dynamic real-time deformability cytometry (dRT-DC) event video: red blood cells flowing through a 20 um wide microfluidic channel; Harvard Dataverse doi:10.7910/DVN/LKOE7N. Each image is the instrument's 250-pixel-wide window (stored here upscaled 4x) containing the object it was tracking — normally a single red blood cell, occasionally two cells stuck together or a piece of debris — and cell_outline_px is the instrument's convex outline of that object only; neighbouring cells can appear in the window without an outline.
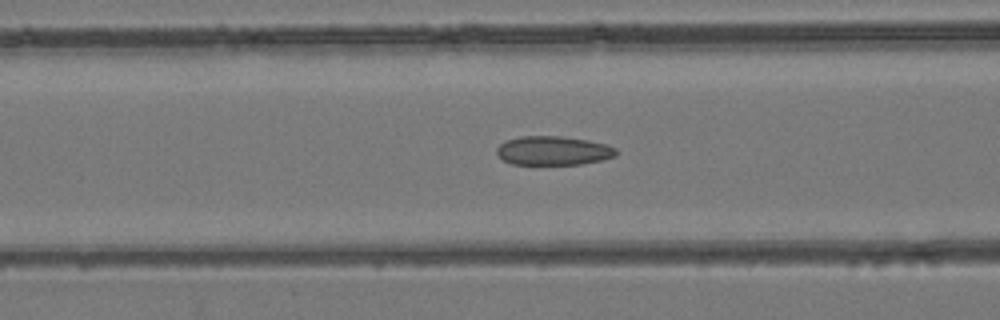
{"species": "common noctule bat (a hibernating species)", "species_latin": "Nyctalus noctula", "temperature_condition": "room temperature", "stored_images_in_passage": 37, "camera_frame_rate_fps": 3000, "um_per_image_px": 0.085, "animal": {"sex": "female", "body_mass_g": 24.6, "forearm_length_mm": 56.2}, "frame": {"image": 1, "passage_image": 7, "time_ms": 2.0, "image_size_px": [1000, 320], "cell_outline_px": [[620, 152], [616, 156], [600, 160], [580, 164], [512, 164], [504, 160], [496, 152], [496, 148], [504, 140], [520, 136], [560, 136], [588, 140], [608, 144], [616, 148]], "centroid_in_image_um": [47.05, 12.79], "position_along_channel_um": 119.6, "area_um2": 20.29}}
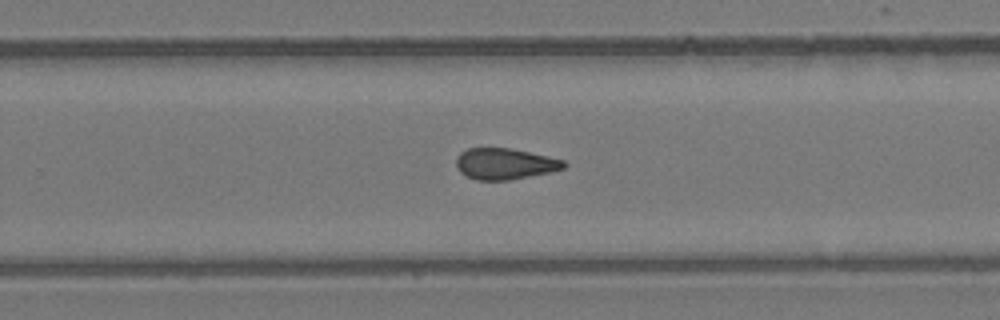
{"frame": {"image": 2, "passage_image": 19, "time_ms": 6.0, "image_size_px": [1000, 320], "cell_outline_px": [[568, 164], [564, 168], [552, 172], [508, 180], [476, 180], [460, 172], [456, 168], [456, 156], [460, 152], [468, 148], [508, 148], [548, 156], [564, 160]], "centroid_in_image_um": [42.91, 13.92], "position_along_channel_um": 286.9, "area_um2": 19.59}}
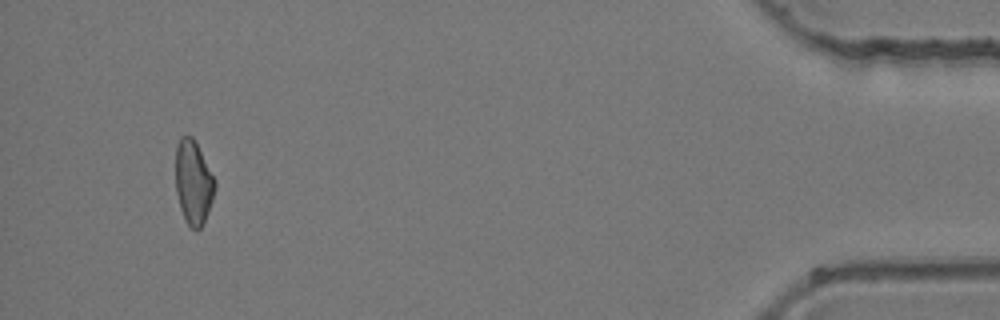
{"frame": {"image": 3, "passage_image": 34, "time_ms": 11.0, "image_size_px": [1000, 320], "cell_outline_px": [[216, 188], [208, 212], [200, 228], [196, 232], [184, 220], [180, 208], [176, 192], [176, 144], [180, 136], [192, 136], [216, 180]], "centroid_in_image_um": [16.43, 15.51], "position_along_channel_um": 418.8, "area_um2": 19.25}}